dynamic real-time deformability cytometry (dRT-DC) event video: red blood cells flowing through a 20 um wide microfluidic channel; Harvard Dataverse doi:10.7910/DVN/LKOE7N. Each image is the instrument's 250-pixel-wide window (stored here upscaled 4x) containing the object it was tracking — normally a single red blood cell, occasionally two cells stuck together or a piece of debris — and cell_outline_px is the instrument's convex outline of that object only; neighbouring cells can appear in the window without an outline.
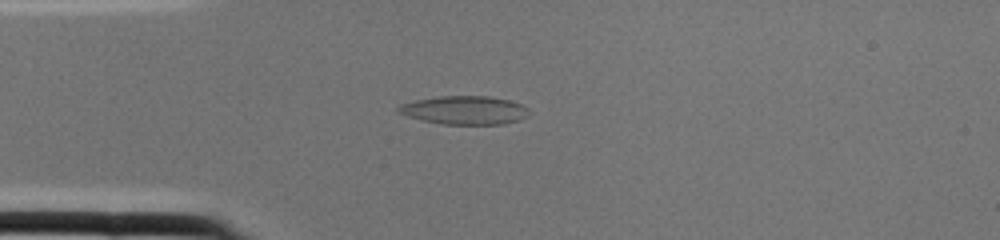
{"species": "common noctule bat (a hibernating species)", "species_latin": "Nyctalus noctula", "temperature_condition": "cold", "stored_images_in_passage": 1, "camera_frame_rate_fps": 3000, "um_per_image_px": 0.085, "animal": {"sex": "female", "body_mass_g": 22.0, "forearm_length_mm": 56.7}, "frame": {"image": 1, "passage_image": 1, "time_ms": 0.0, "image_size_px": [1000, 240], "cell_outline_px": [[528, 116], [520, 120], [504, 124], [444, 124], [424, 120], [408, 116], [396, 112], [396, 108], [400, 104], [416, 100], [440, 96], [488, 96], [508, 100], [520, 104], [528, 108]], "centroid_in_image_um": [39.49, 9.36], "position_along_channel_um": 45.5, "area_um2": 21.56}}